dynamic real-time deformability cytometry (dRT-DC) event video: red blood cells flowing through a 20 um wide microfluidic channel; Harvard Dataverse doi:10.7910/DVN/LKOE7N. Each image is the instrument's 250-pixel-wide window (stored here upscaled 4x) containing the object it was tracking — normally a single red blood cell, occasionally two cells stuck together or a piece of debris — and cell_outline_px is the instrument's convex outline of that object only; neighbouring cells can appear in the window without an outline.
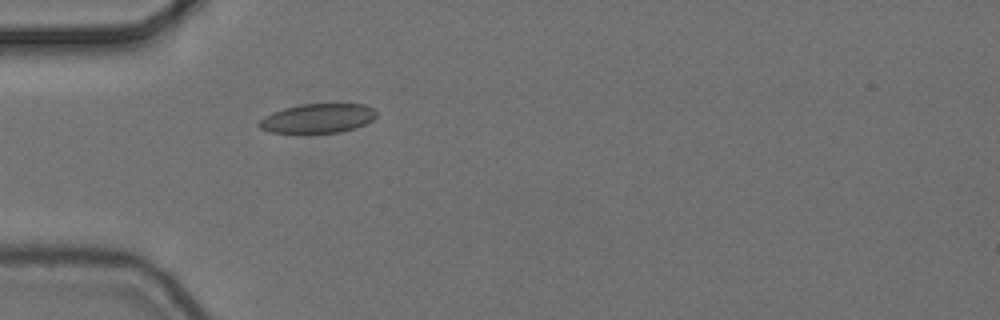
{"species": "common noctule bat (a hibernating species)", "species_latin": "Nyctalus noctula", "temperature_condition": "cold", "stored_images_in_passage": 5, "camera_frame_rate_fps": 3000, "um_per_image_px": 0.085, "animal": {"sex": "female", "body_mass_g": 24.6, "forearm_length_mm": 56.2}, "frame": {"image": 1, "passage_image": 5, "time_ms": 1.333, "image_size_px": [1000, 320], "cell_outline_px": [[376, 116], [372, 120], [356, 128], [340, 132], [308, 136], [300, 136], [268, 132], [260, 128], [256, 124], [264, 116], [272, 112], [284, 108], [300, 104], [364, 104], [372, 108], [376, 112]], "centroid_in_image_um": [26.92, 10.12], "position_along_channel_um": 58.1, "area_um2": 21.04}}